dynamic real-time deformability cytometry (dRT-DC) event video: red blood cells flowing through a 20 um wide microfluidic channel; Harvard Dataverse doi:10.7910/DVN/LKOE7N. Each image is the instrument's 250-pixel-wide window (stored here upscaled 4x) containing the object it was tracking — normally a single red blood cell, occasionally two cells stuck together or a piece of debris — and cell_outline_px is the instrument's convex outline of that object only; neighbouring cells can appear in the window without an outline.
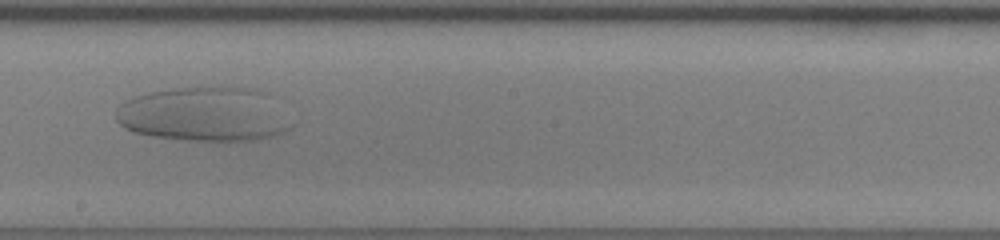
{"species": "human", "species_latin": "Homo sapiens", "temperature_condition": "room temperature", "stored_images_in_passage": 69, "camera_frame_rate_fps": 3000, "um_per_image_px": 0.085, "donor": {"sex": "female"}, "frame": {"image": 1, "passage_image": 43, "time_ms": 14.0, "image_size_px": [1000, 240], "cell_outline_px": [[292, 124], [284, 132], [272, 136], [256, 140], [184, 140], [152, 136], [132, 132], [124, 128], [116, 120], [116, 108], [124, 100], [136, 96], [152, 92], [172, 88], [212, 84], [256, 88], [268, 92], [272, 96]], "centroid_in_image_um": [17.36, 9.67], "position_along_channel_um": 230.8, "area_um2": 56.76}}